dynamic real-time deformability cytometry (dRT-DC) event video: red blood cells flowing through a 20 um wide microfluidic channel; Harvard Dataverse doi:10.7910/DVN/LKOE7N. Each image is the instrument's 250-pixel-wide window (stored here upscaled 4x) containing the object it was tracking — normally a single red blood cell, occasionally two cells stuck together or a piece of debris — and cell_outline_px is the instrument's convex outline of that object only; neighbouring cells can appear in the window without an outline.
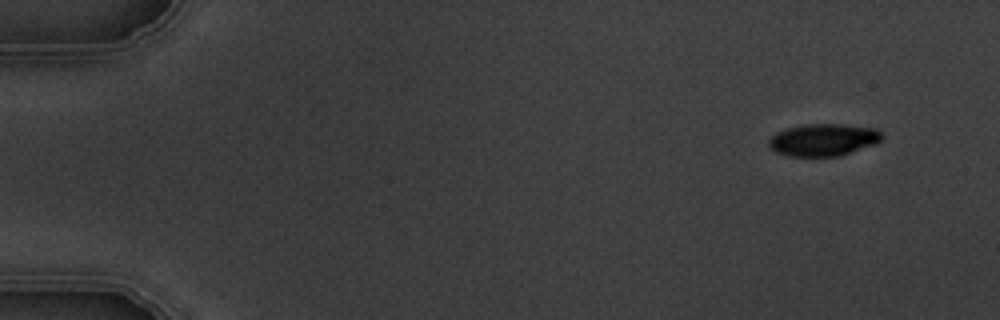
{"species": "common noctule bat (a hibernating species)", "species_latin": "Nyctalus noctula", "temperature_condition": "warm", "stored_images_in_passage": 7, "camera_frame_rate_fps": 3000, "um_per_image_px": 0.085, "animal": {"sex": "male", "body_mass_g": 19.5, "forearm_length_mm": 54.6}, "frame": {"image": 1, "passage_image": 1, "time_ms": 0.0, "image_size_px": [1000, 320], "cell_outline_px": [[884, 136], [876, 144], [840, 156], [788, 156], [776, 152], [768, 144], [768, 140], [776, 132], [788, 128], [804, 124], [844, 124], [876, 128]], "centroid_in_image_um": [70.01, 11.88], "position_along_channel_um": 15.0, "area_um2": 21.33}}
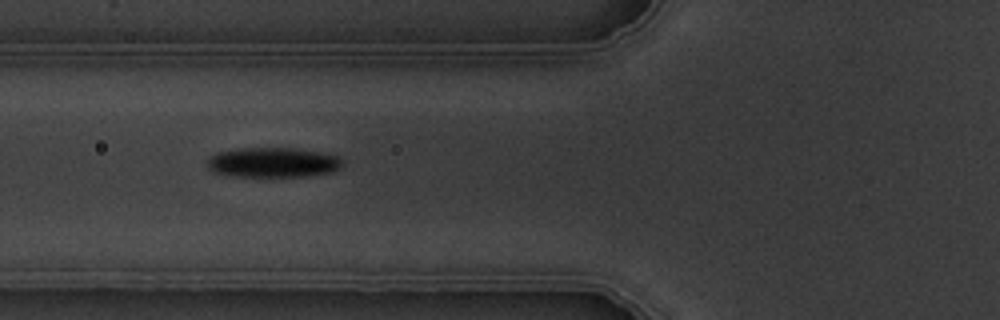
{"frame": {"image": 2, "passage_image": 6, "time_ms": 5.667, "image_size_px": [1000, 320], "cell_outline_px": [[344, 164], [328, 172], [300, 176], [232, 176], [216, 172], [208, 168], [208, 160], [212, 156], [220, 152], [240, 148], [292, 148], [320, 152], [340, 156], [344, 160]], "centroid_in_image_um": [23.22, 13.79], "position_along_channel_um": 102.6, "area_um2": 23.12}}
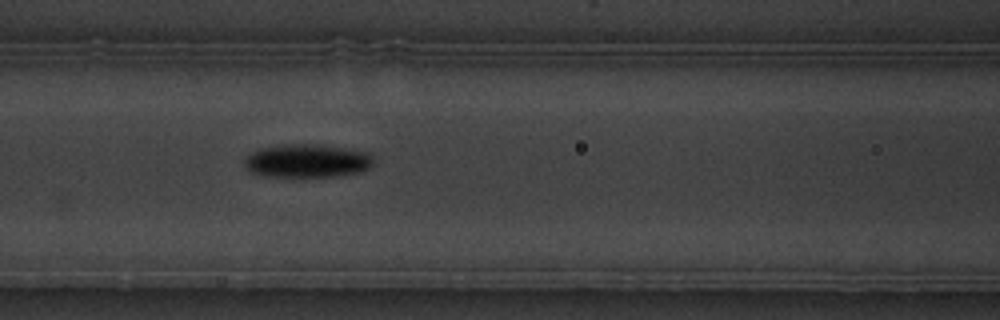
{"frame": {"image": 3, "passage_image": 7, "time_ms": 6.667, "image_size_px": [1000, 320], "cell_outline_px": [[376, 164], [360, 172], [344, 176], [296, 180], [264, 176], [252, 172], [244, 164], [244, 160], [252, 152], [260, 148], [284, 144], [320, 144], [368, 152], [372, 156]], "centroid_in_image_um": [26.14, 13.73], "position_along_channel_um": 140.5, "area_um2": 26.36}}